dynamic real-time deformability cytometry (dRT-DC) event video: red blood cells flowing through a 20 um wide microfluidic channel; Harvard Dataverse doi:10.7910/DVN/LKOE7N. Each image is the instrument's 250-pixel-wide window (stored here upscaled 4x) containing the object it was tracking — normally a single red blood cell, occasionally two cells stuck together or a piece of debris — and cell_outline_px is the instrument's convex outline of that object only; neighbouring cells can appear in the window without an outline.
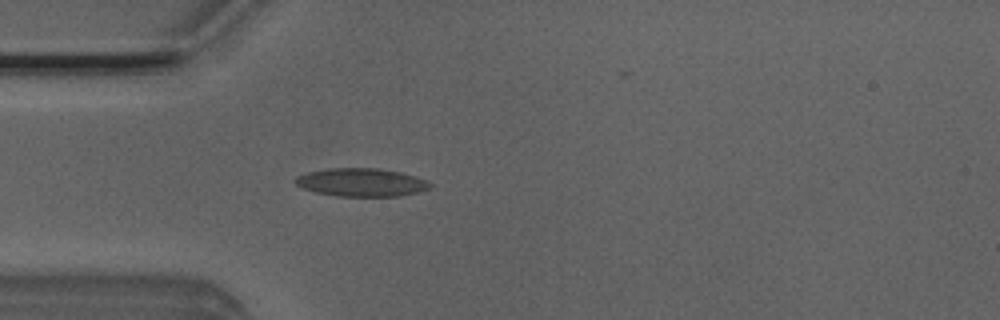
{"species": "Egyptian fruit bat (a non-hibernating species)", "species_latin": "Rousettus aegyptiacus", "temperature_condition": "room temperature", "stored_images_in_passage": 35, "camera_frame_rate_fps": 3000, "um_per_image_px": 0.085, "animal": {"sex": "male"}, "frame": {"image": 1, "passage_image": 7, "time_ms": 2.0, "image_size_px": [1000, 320], "cell_outline_px": [[432, 184], [428, 188], [416, 192], [400, 196], [336, 196], [316, 192], [300, 188], [292, 180], [296, 176], [308, 172], [328, 168], [376, 168], [400, 172], [424, 180]], "centroid_in_image_um": [30.62, 15.5], "position_along_channel_um": 54.4, "area_um2": 21.96}}
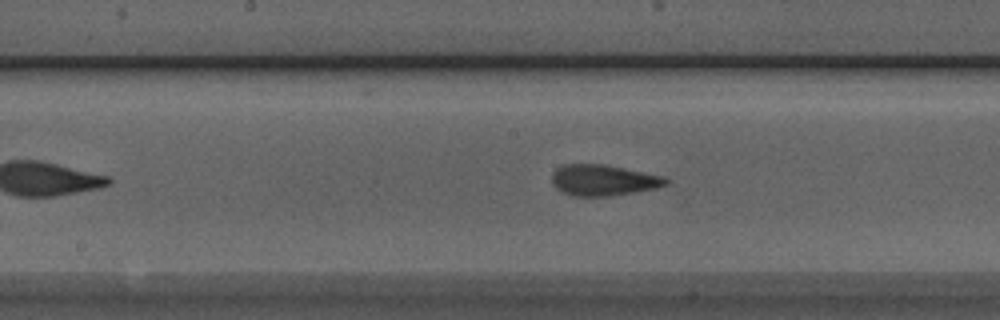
{"frame": {"image": 2, "passage_image": 18, "time_ms": 5.667, "image_size_px": [1000, 320], "cell_outline_px": [[672, 180], [668, 184], [656, 188], [608, 196], [572, 196], [556, 188], [552, 184], [552, 172], [556, 168], [564, 164], [604, 164], [664, 176]], "centroid_in_image_um": [51.29, 15.31], "position_along_channel_um": 196.9, "area_um2": 20.63}}
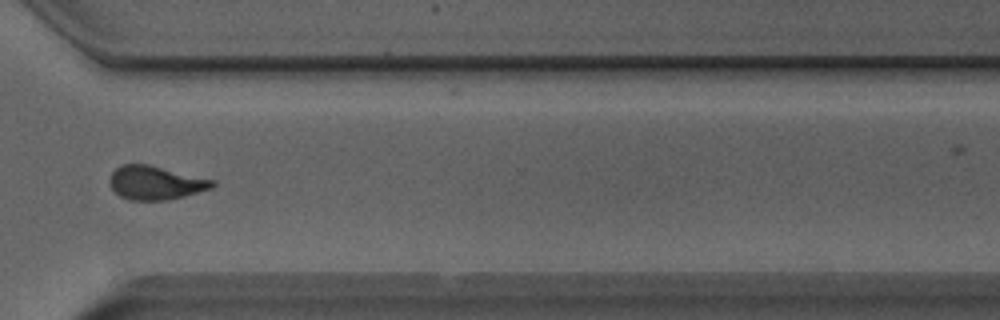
{"frame": {"image": 3, "passage_image": 30, "time_ms": 9.667, "image_size_px": [1000, 320], "cell_outline_px": [[216, 184], [212, 188], [184, 196], [168, 200], [128, 200], [120, 196], [112, 188], [108, 180], [112, 172], [120, 164], [148, 164], [216, 180]], "centroid_in_image_um": [13.22, 15.53], "position_along_channel_um": 357.4, "area_um2": 20.29}}